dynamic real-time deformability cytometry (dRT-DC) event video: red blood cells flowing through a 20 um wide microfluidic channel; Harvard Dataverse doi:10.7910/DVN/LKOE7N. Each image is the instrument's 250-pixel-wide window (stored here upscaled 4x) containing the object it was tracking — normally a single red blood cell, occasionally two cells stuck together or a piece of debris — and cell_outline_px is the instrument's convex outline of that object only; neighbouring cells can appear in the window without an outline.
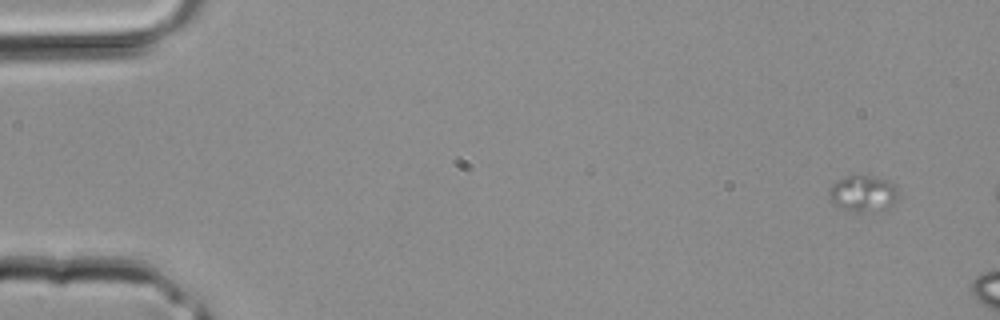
{"species": "common noctule bat (a hibernating species)", "species_latin": "Nyctalus noctula", "temperature_condition": "room temperature", "stored_images_in_passage": 3, "camera_frame_rate_fps": 3000, "um_per_image_px": 0.085, "animal": {"sex": "male", "body_mass_g": 20.4}, "frame": {"image": 1, "passage_image": 3, "time_ms": 0.667, "image_size_px": [1000, 320], "cell_outline_px": [[900, 196], [892, 204], [876, 212], [856, 212], [832, 204], [828, 196], [828, 188], [832, 184], [848, 176], [872, 176], [888, 180], [896, 188]], "centroid_in_image_um": [73.35, 16.46], "position_along_channel_um": 11.7, "area_um2": 14.62}}